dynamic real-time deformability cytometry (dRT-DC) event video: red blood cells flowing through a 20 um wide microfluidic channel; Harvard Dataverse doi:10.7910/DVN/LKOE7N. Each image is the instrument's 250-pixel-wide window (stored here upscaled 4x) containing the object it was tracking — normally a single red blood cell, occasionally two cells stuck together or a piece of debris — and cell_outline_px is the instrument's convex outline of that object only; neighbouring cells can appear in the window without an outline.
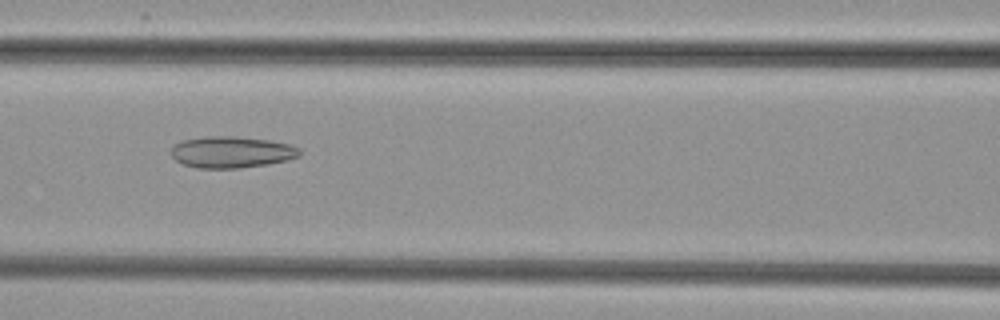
{"species": "common noctule bat (a hibernating species)", "species_latin": "Nyctalus noctula", "temperature_condition": "cold", "stored_images_in_passage": 53, "camera_frame_rate_fps": 3000, "um_per_image_px": 0.085, "animal": {"sex": "female", "body_mass_g": 29.2, "forearm_length_mm": 56.3}, "frame": {"image": 1, "passage_image": 24, "time_ms": 7.667, "image_size_px": [1000, 320], "cell_outline_px": [[300, 156], [288, 160], [268, 164], [240, 168], [196, 168], [184, 164], [176, 160], [172, 156], [172, 144], [184, 140], [208, 136], [236, 136], [268, 140], [292, 144], [300, 148]], "centroid_in_image_um": [19.71, 12.93], "position_along_channel_um": 146.9, "area_um2": 23.7}}
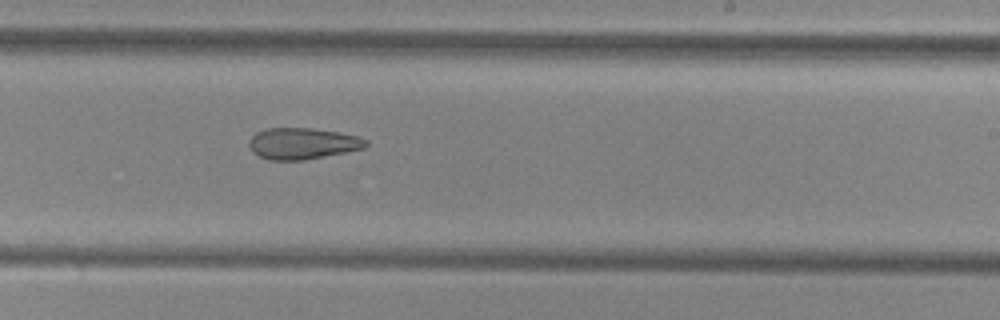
{"frame": {"image": 2, "passage_image": 33, "time_ms": 10.667, "image_size_px": [1000, 320], "cell_outline_px": [[368, 144], [364, 148], [304, 160], [268, 160], [252, 152], [248, 144], [248, 140], [256, 132], [264, 128], [312, 128], [336, 132], [356, 136], [368, 140]], "centroid_in_image_um": [25.66, 12.19], "position_along_channel_um": 263.3, "area_um2": 21.27}}
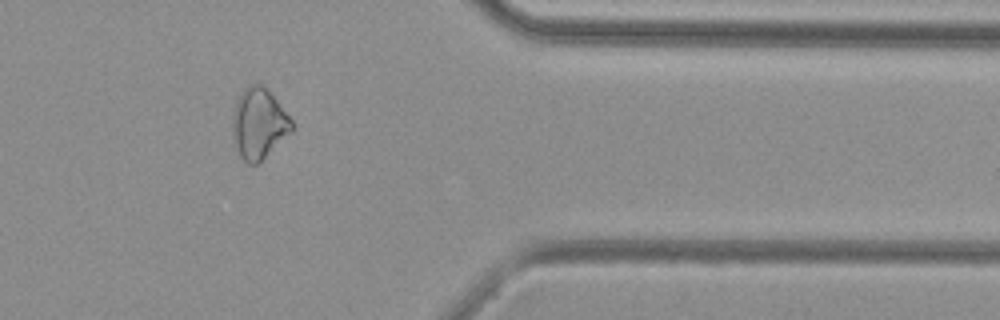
{"frame": {"image": 3, "passage_image": 44, "time_ms": 14.333, "image_size_px": [1000, 320], "cell_outline_px": [[292, 132], [256, 164], [248, 164], [240, 156], [232, 136], [232, 120], [236, 100], [240, 92], [244, 88], [252, 84], [260, 84], [276, 100], [292, 120]], "centroid_in_image_um": [21.97, 10.51], "position_along_channel_um": 389.4, "area_um2": 23.93}}